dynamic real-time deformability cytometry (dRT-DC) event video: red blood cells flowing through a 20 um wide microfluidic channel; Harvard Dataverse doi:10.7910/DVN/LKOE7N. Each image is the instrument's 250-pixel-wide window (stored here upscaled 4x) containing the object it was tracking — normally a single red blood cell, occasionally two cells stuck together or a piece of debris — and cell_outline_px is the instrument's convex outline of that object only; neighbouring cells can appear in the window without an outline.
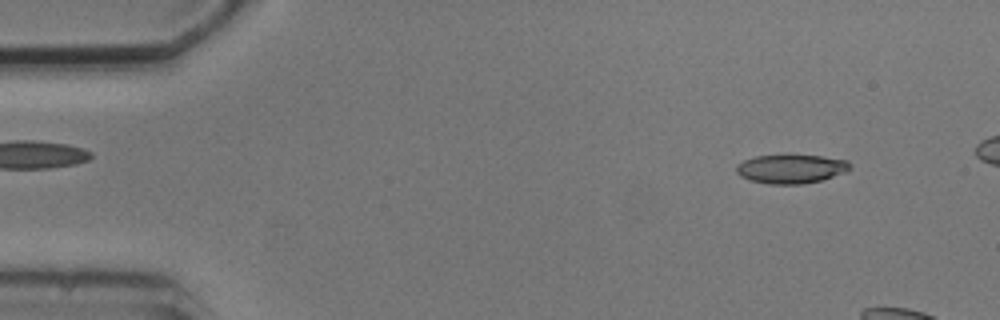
{"species": "common noctule bat (a hibernating species)", "species_latin": "Nyctalus noctula", "temperature_condition": "cold", "stored_images_in_passage": 3, "camera_frame_rate_fps": 3000, "um_per_image_px": 0.085, "animal": {"sex": "male", "body_mass_g": 20.5, "forearm_length_mm": 52.5}, "frame": {"image": 1, "passage_image": 1, "time_ms": 0.0, "image_size_px": [1000, 320], "cell_outline_px": [[852, 168], [848, 172], [820, 180], [804, 184], [768, 184], [752, 180], [740, 176], [736, 172], [736, 164], [744, 160], [756, 156], [820, 156], [848, 160], [852, 164]], "centroid_in_image_um": [67.28, 14.36], "position_along_channel_um": 17.7, "area_um2": 19.07}}